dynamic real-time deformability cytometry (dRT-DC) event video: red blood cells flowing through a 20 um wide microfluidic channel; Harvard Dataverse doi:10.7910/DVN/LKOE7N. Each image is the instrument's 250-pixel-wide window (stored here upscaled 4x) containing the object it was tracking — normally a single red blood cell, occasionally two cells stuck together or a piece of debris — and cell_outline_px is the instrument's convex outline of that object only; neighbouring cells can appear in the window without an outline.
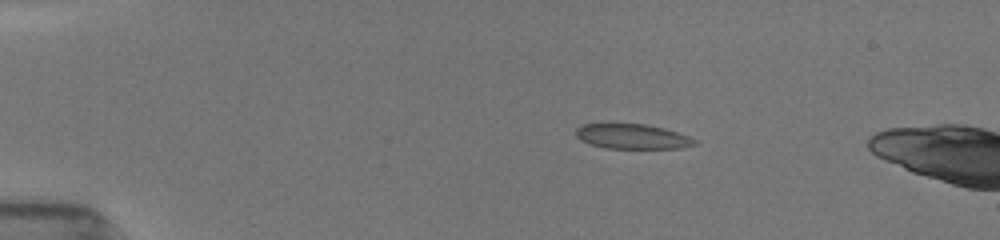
{"species": "common noctule bat (a hibernating species)", "species_latin": "Nyctalus noctula", "temperature_condition": "room temperature", "stored_images_in_passage": 14, "camera_frame_rate_fps": 3000, "um_per_image_px": 0.085, "animal": {"sex": "female", "body_mass_g": 19.5, "forearm_length_mm": 54.1}, "frame": {"image": 1, "passage_image": 10, "time_ms": 3.0, "image_size_px": [1000, 240], "cell_outline_px": [[700, 144], [680, 148], [604, 148], [580, 140], [576, 136], [576, 128], [584, 124], [608, 120], [644, 124], [664, 128], [688, 136], [696, 140]], "centroid_in_image_um": [53.68, 11.55], "position_along_channel_um": 31.3, "area_um2": 17.98}}